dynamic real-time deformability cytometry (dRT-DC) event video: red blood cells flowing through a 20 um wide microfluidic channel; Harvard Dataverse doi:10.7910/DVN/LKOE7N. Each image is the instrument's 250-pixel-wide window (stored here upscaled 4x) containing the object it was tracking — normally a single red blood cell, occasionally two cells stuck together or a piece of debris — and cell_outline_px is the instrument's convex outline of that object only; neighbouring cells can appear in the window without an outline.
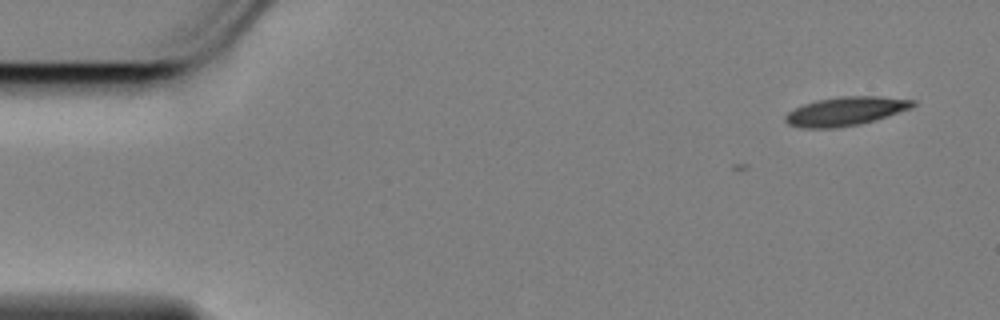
{"species": "Egyptian fruit bat (a non-hibernating species)", "species_latin": "Rousettus aegyptiacus", "temperature_condition": "cold", "stored_images_in_passage": 3, "camera_frame_rate_fps": 3000, "um_per_image_px": 0.085, "animal": {"sex": "female"}, "frame": {"image": 1, "passage_image": 1, "time_ms": 0.0, "image_size_px": [1000, 320], "cell_outline_px": [[916, 104], [912, 108], [876, 120], [860, 124], [836, 128], [800, 128], [788, 124], [784, 120], [784, 116], [788, 112], [804, 104], [816, 100], [840, 96], [880, 96], [916, 100]], "centroid_in_image_um": [71.89, 9.45], "position_along_channel_um": 13.1, "area_um2": 21.56}}